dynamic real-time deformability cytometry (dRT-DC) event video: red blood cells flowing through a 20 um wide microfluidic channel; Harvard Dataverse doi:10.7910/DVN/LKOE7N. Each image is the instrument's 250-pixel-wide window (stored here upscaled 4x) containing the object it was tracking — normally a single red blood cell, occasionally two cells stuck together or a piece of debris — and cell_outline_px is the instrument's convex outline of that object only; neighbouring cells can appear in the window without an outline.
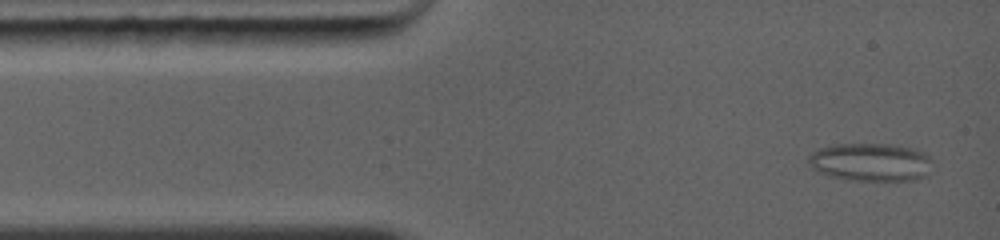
{"species": "common noctule bat (a hibernating species)", "species_latin": "Nyctalus noctula", "temperature_condition": "warm", "stored_images_in_passage": 31, "camera_frame_rate_fps": 5000, "um_per_image_px": 0.085, "animal": {"sex": "female", "body_mass_g": 19.0, "forearm_length_mm": 56.7}, "frame": {"image": 1, "passage_image": 2, "time_ms": 0.4, "image_size_px": [1000, 240], "cell_outline_px": [[924, 156], [920, 176], [904, 180], [860, 180], [836, 176], [820, 172], [808, 160], [808, 156], [820, 148], [840, 144], [888, 144], [908, 148], [920, 152]], "centroid_in_image_um": [73.82, 13.75], "position_along_channel_um": 11.2, "area_um2": 25.2}}
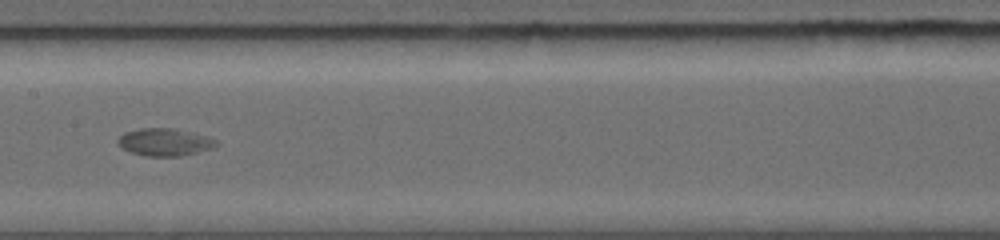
{"frame": {"image": 2, "passage_image": 14, "time_ms": 6.2, "image_size_px": [1000, 240], "cell_outline_px": [[220, 144], [212, 148], [180, 156], [148, 156], [132, 152], [124, 148], [116, 140], [124, 132], [140, 128], [172, 128], [192, 132], [208, 136], [216, 140]], "centroid_in_image_um": [14.03, 12.06], "position_along_channel_um": 193.4, "area_um2": 15.61}}
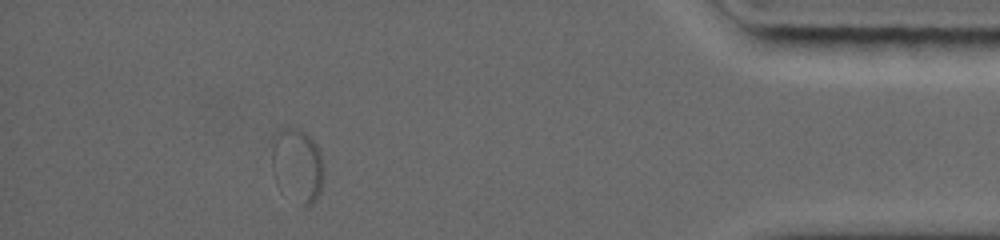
{"frame": {"image": 3, "passage_image": 27, "time_ms": 12.8, "image_size_px": [1000, 240], "cell_outline_px": [[320, 192], [316, 200], [308, 208], [304, 208], [272, 168], [272, 148], [276, 132], [288, 124], [300, 128], [316, 144], [320, 152]], "centroid_in_image_um": [25.29, 13.91], "position_along_channel_um": 409.9, "area_um2": 20.87}}